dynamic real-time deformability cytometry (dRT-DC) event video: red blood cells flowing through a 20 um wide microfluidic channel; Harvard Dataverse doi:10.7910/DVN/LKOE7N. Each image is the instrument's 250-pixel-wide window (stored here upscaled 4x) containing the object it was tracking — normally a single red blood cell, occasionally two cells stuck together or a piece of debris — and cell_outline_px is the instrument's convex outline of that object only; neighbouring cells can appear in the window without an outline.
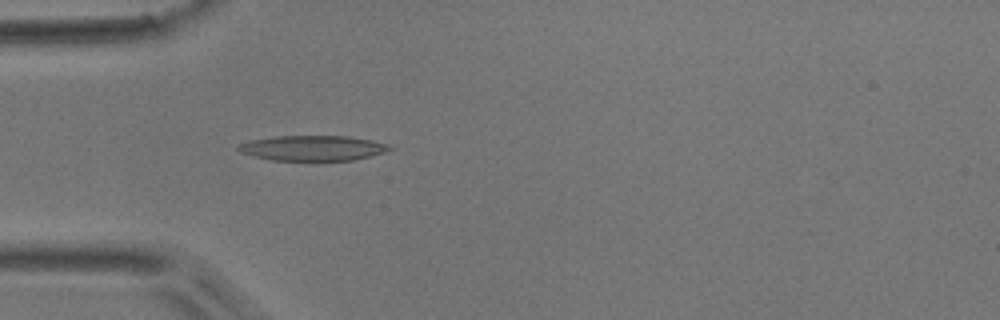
{"species": "common noctule bat (a hibernating species)", "species_latin": "Nyctalus noctula", "temperature_condition": "room temperature", "stored_images_in_passage": 25, "camera_frame_rate_fps": 3000, "um_per_image_px": 0.085, "animal": {"sex": "male", "body_mass_g": 17.9}, "frame": {"image": 1, "passage_image": 6, "time_ms": 1.667, "image_size_px": [1000, 320], "cell_outline_px": [[396, 148], [384, 152], [352, 160], [272, 160], [240, 152], [236, 148], [236, 144], [248, 140], [272, 136], [348, 136], [372, 140], [388, 144]], "centroid_in_image_um": [26.55, 12.57], "position_along_channel_um": 58.4, "area_um2": 22.25}}
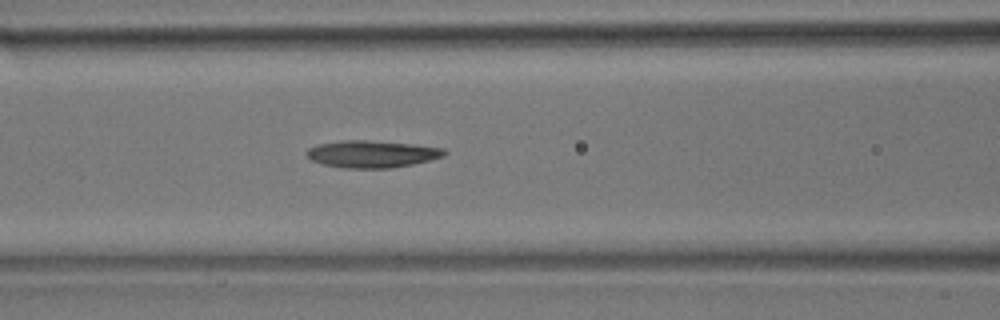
{"frame": {"image": 2, "passage_image": 12, "time_ms": 3.667, "image_size_px": [1000, 320], "cell_outline_px": [[448, 152], [444, 156], [412, 164], [388, 168], [344, 168], [324, 164], [312, 160], [304, 152], [308, 148], [316, 144], [340, 140], [368, 140], [412, 144], [444, 148]], "centroid_in_image_um": [31.59, 13.08], "position_along_channel_um": 135.0, "area_um2": 21.73}}
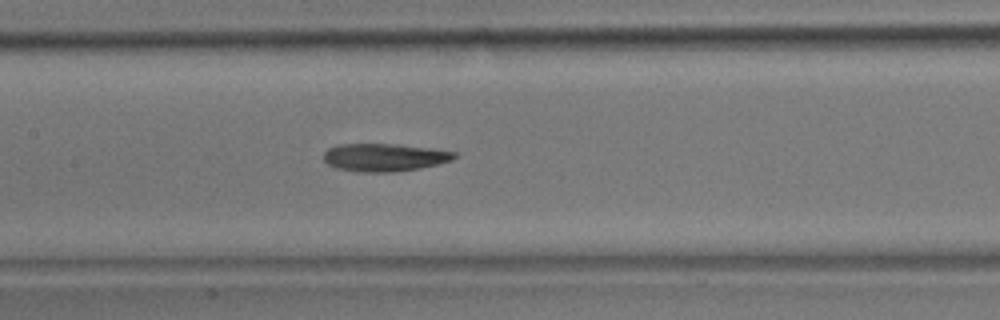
{"frame": {"image": 3, "passage_image": 15, "time_ms": 4.667, "image_size_px": [1000, 320], "cell_outline_px": [[456, 156], [452, 160], [420, 168], [392, 172], [360, 172], [336, 168], [328, 164], [324, 160], [324, 152], [328, 148], [336, 144], [396, 144], [432, 148], [456, 152]], "centroid_in_image_um": [32.65, 13.37], "position_along_channel_um": 174.7, "area_um2": 21.21}}